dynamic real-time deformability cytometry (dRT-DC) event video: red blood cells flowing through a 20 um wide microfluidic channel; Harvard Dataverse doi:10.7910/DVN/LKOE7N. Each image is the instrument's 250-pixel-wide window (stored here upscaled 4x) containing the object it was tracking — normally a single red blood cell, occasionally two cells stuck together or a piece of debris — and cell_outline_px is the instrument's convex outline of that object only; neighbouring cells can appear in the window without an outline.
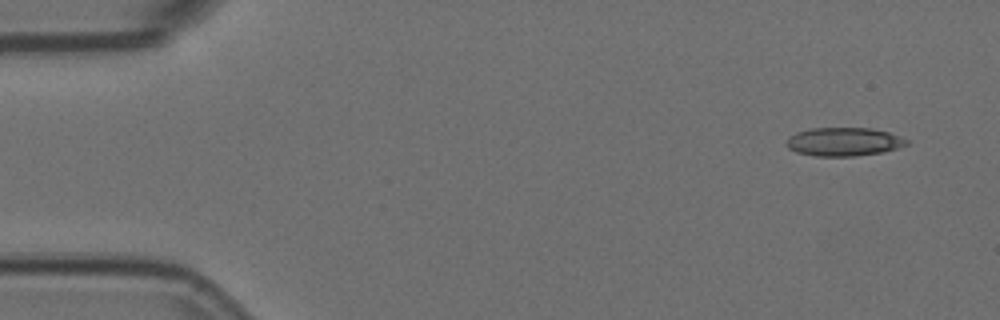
{"species": "Egyptian fruit bat (a non-hibernating species)", "species_latin": "Rousettus aegyptiacus", "temperature_condition": "room temperature", "stored_images_in_passage": 6, "camera_frame_rate_fps": 3000, "um_per_image_px": 0.085, "animal": {"sex": "female"}, "frame": {"image": 1, "passage_image": 1, "time_ms": 0.0, "image_size_px": [1000, 320], "cell_outline_px": [[908, 144], [884, 152], [856, 156], [816, 156], [796, 152], [788, 148], [784, 144], [788, 136], [796, 132], [812, 128], [872, 128], [888, 132], [900, 136], [908, 140]], "centroid_in_image_um": [71.69, 12.05], "position_along_channel_um": 13.3, "area_um2": 20.11}}
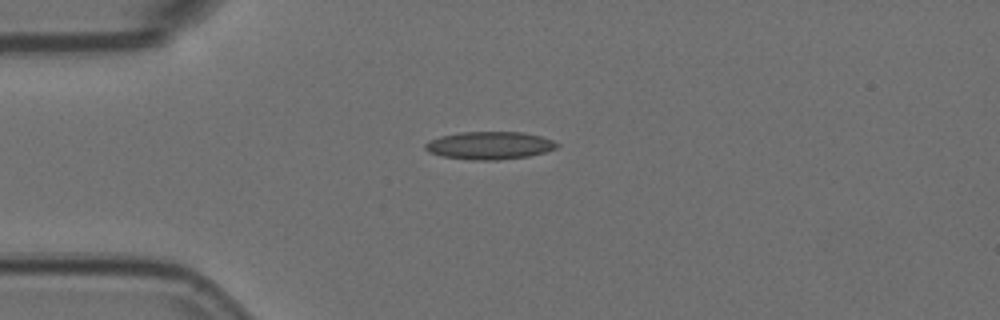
{"frame": {"image": 2, "passage_image": 4, "time_ms": 1.0, "image_size_px": [1000, 320], "cell_outline_px": [[560, 144], [556, 148], [544, 152], [528, 156], [496, 160], [472, 160], [444, 156], [428, 152], [424, 148], [424, 144], [440, 136], [460, 132], [524, 132], [540, 136], [552, 140]], "centroid_in_image_um": [41.61, 12.36], "position_along_channel_um": 43.4, "area_um2": 21.15}}
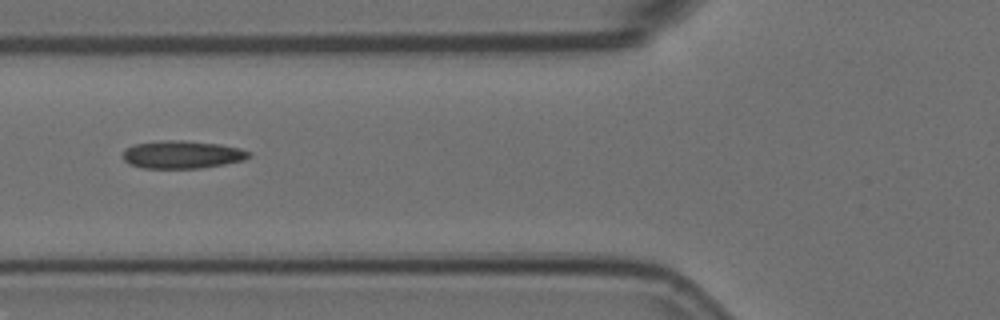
{"frame": {"image": 3, "passage_image": 6, "time_ms": 1.667, "image_size_px": [1000, 320], "cell_outline_px": [[252, 156], [244, 160], [224, 164], [200, 168], [140, 168], [128, 164], [124, 160], [124, 152], [128, 148], [136, 144], [160, 140], [184, 140], [220, 144], [240, 148], [252, 152]], "centroid_in_image_um": [15.52, 13.14], "position_along_channel_um": 110.3, "area_um2": 20.52}}